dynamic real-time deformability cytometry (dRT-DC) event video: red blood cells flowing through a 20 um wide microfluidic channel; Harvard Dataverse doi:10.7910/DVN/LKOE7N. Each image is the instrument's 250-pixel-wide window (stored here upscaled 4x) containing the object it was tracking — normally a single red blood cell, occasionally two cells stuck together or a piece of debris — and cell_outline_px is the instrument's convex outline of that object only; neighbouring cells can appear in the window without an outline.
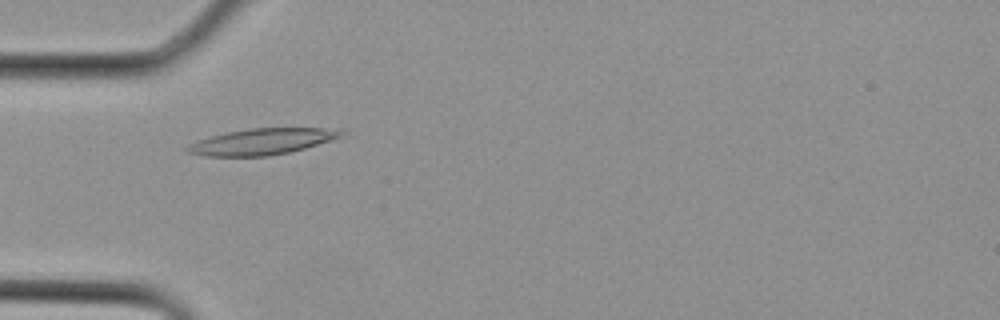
{"species": "Egyptian fruit bat (a non-hibernating species)", "species_latin": "Rousettus aegyptiacus", "temperature_condition": "cold", "stored_images_in_passage": 2, "camera_frame_rate_fps": 3000, "um_per_image_px": 0.085, "animal": {"sex": "female"}, "frame": {"image": 1, "passage_image": 2, "time_ms": 0.333, "image_size_px": [1000, 320], "cell_outline_px": [[344, 132], [340, 136], [292, 152], [268, 156], [204, 156], [184, 152], [184, 148], [188, 144], [196, 140], [228, 132], [252, 128], [344, 128]], "centroid_in_image_um": [22.21, 12.04], "position_along_channel_um": 62.8, "area_um2": 23.41}}